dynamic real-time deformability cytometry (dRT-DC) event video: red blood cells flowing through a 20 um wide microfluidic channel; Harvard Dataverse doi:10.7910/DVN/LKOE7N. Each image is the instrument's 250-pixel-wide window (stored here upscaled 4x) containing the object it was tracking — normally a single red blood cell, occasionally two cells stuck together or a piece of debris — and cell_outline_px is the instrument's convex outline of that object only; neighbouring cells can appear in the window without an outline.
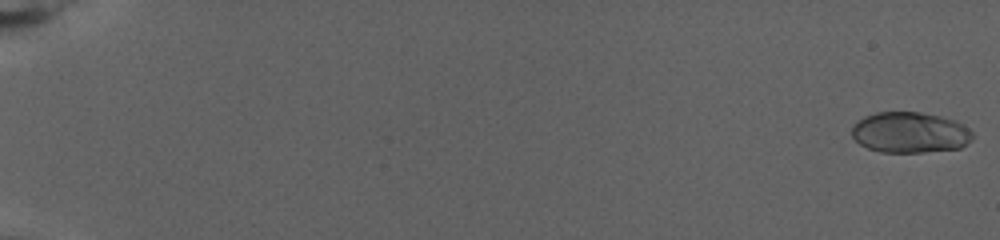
{"species": "human", "species_latin": "Homo sapiens", "temperature_condition": "warm", "stored_images_in_passage": 78, "camera_frame_rate_fps": 3000, "um_per_image_px": 0.085, "donor": {"sex": "female"}, "frame": {"image": 1, "passage_image": 1, "time_ms": 0.0, "image_size_px": [1000, 240], "cell_outline_px": [[976, 136], [972, 140], [960, 148], [924, 152], [880, 152], [868, 148], [860, 144], [852, 136], [852, 128], [864, 116], [876, 112], [920, 112], [940, 116], [956, 120], [968, 128]], "centroid_in_image_um": [77.38, 11.26], "position_along_channel_um": 7.6, "area_um2": 28.78}}
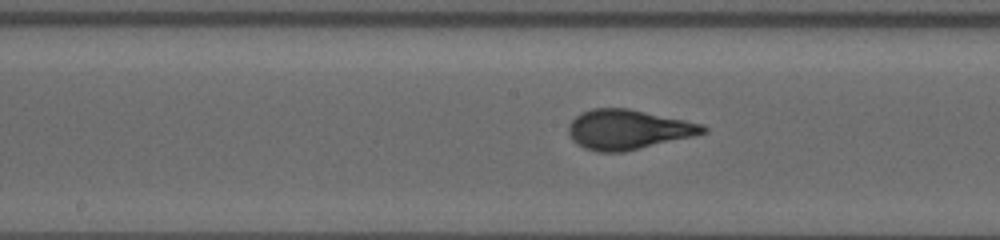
{"frame": {"image": 2, "passage_image": 44, "time_ms": 14.333, "image_size_px": [1000, 240], "cell_outline_px": [[708, 132], [692, 136], [624, 152], [596, 152], [584, 148], [576, 144], [572, 140], [568, 132], [568, 124], [580, 112], [592, 108], [628, 108], [704, 124], [708, 128]], "centroid_in_image_um": [53.35, 11.01], "position_along_channel_um": 194.8, "area_um2": 31.27}}
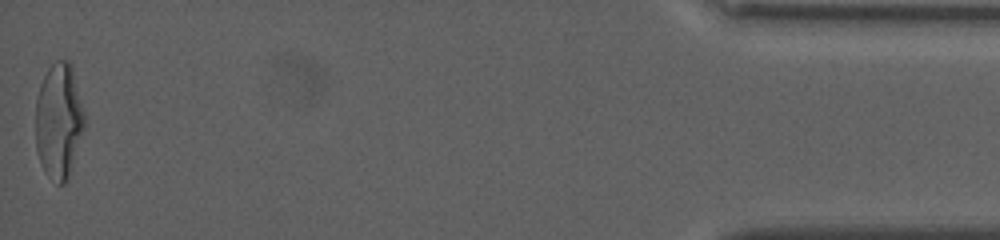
{"frame": {"image": 3, "passage_image": 78, "time_ms": 25.667, "image_size_px": [1000, 240], "cell_outline_px": [[84, 124], [68, 176], [64, 184], [56, 184], [48, 176], [40, 160], [36, 148], [36, 96], [40, 84], [48, 68], [56, 60], [68, 60], [72, 64], [84, 112]], "centroid_in_image_um": [4.98, 10.22], "position_along_channel_um": 430.2, "area_um2": 32.43}, "authors_computed_cell_mechanics": {"area_um2": 29.9404, "velocity_mm_per_s": 2.7788, "shape_relaxation_time_tau1_ms": 6.3655, "shape_relaxation_time_tau2_ms": null, "deformation_change_tau1": 0.2388, "deformation_change_tau2": null}}